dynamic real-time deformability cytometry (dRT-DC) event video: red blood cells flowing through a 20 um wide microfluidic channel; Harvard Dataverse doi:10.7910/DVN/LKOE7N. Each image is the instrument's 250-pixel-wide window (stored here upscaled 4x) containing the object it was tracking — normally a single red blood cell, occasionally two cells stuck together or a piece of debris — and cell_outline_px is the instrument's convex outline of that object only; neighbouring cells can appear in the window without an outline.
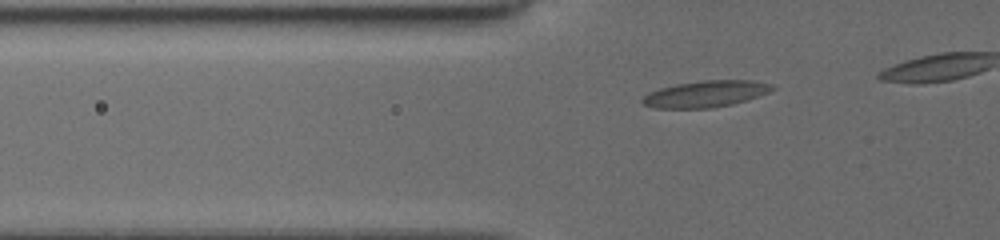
{"species": "common noctule bat (a hibernating species)", "species_latin": "Nyctalus noctula", "temperature_condition": "cold", "stored_images_in_passage": 15, "camera_frame_rate_fps": 3000, "um_per_image_px": 0.085, "animal": {"sex": "female", "body_mass_g": 19.5, "forearm_length_mm": 54.1}, "frame": {"image": 1, "passage_image": 5, "time_ms": 1.333, "image_size_px": [1000, 240], "cell_outline_px": [[776, 88], [768, 92], [732, 104], [712, 108], [652, 108], [644, 104], [640, 100], [648, 92], [660, 88], [676, 84], [700, 80], [752, 80], [772, 84]], "centroid_in_image_um": [59.94, 7.98], "position_along_channel_um": 65.9, "area_um2": 20.0}}
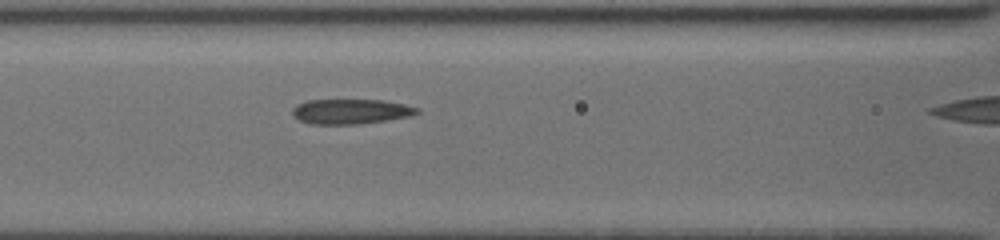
{"frame": {"image": 2, "passage_image": 11, "time_ms": 3.333, "image_size_px": [1000, 240], "cell_outline_px": [[420, 112], [408, 116], [384, 120], [356, 124], [312, 124], [300, 120], [292, 116], [292, 108], [296, 104], [308, 100], [384, 100], [404, 104], [420, 108]], "centroid_in_image_um": [29.78, 9.46], "position_along_channel_um": 136.8, "area_um2": 18.03}}